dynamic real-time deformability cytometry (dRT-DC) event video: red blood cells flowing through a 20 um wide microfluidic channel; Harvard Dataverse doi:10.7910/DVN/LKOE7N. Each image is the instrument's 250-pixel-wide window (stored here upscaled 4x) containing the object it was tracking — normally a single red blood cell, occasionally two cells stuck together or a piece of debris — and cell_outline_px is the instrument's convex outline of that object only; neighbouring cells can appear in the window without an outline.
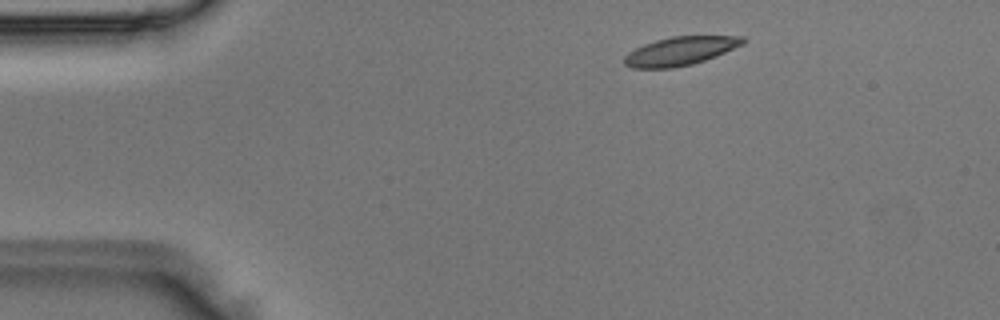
{"species": "Egyptian fruit bat (a non-hibernating species)", "species_latin": "Rousettus aegyptiacus", "temperature_condition": "room temperature", "stored_images_in_passage": 4, "camera_frame_rate_fps": 3000, "um_per_image_px": 0.085, "animal": {"sex": "male"}, "frame": {"image": 1, "passage_image": 1, "time_ms": 0.0, "image_size_px": [1000, 320], "cell_outline_px": [[744, 44], [716, 56], [692, 64], [672, 68], [632, 68], [624, 64], [624, 56], [628, 52], [644, 44], [656, 40], [672, 36], [744, 36]], "centroid_in_image_um": [57.81, 4.34], "position_along_channel_um": 27.2, "area_um2": 19.65}}
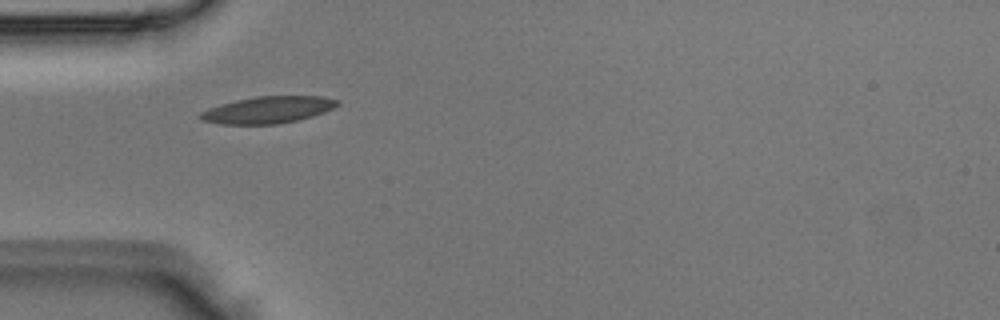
{"frame": {"image": 2, "passage_image": 3, "time_ms": 0.667, "image_size_px": [1000, 320], "cell_outline_px": [[340, 104], [324, 112], [312, 116], [296, 120], [276, 124], [220, 124], [200, 120], [200, 112], [208, 108], [236, 100], [256, 96], [320, 96], [340, 100]], "centroid_in_image_um": [22.77, 9.33], "position_along_channel_um": 62.2, "area_um2": 21.33}}
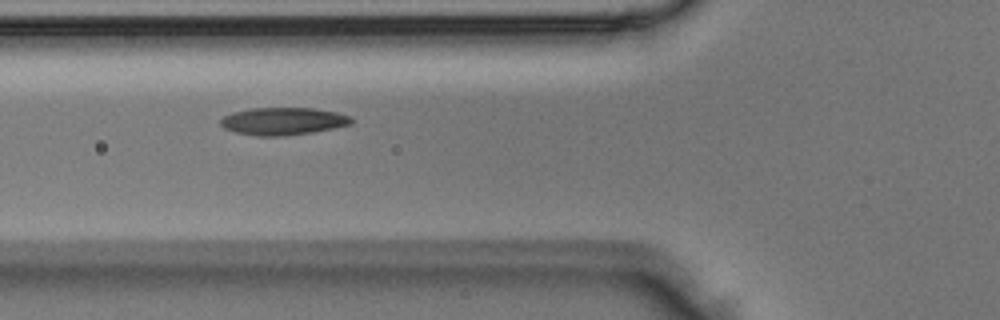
{"frame": {"image": 3, "passage_image": 4, "time_ms": 1.0, "image_size_px": [1000, 320], "cell_outline_px": [[352, 124], [312, 132], [284, 136], [256, 136], [236, 132], [224, 128], [220, 124], [220, 120], [224, 116], [232, 112], [252, 108], [312, 108], [336, 112], [348, 116], [352, 120]], "centroid_in_image_um": [24.02, 10.3], "position_along_channel_um": 101.8, "area_um2": 20.81}}